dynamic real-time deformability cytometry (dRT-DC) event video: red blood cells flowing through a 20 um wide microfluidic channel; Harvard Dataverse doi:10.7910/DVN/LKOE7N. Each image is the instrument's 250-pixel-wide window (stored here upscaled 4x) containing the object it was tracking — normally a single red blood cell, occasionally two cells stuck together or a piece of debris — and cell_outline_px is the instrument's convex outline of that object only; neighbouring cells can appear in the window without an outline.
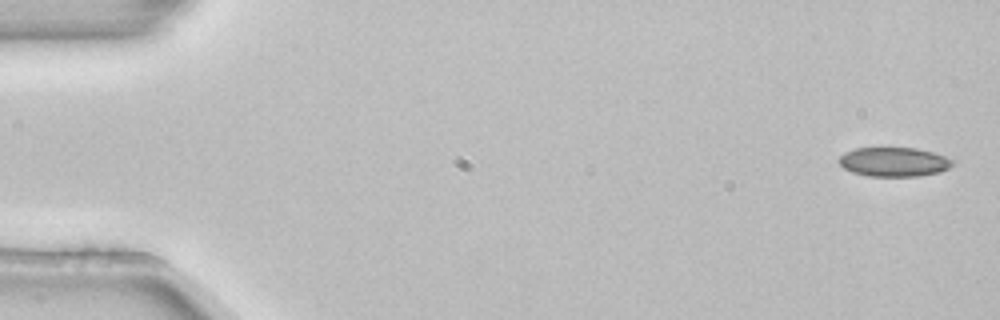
{"species": "common noctule bat (a hibernating species)", "species_latin": "Nyctalus noctula", "temperature_condition": "room temperature", "stored_images_in_passage": 4, "camera_frame_rate_fps": 3000, "um_per_image_px": 0.085, "animal": {"sex": "female", "body_mass_g": 22.7, "forearm_length_mm": 54.2}, "frame": {"image": 1, "passage_image": 1, "time_ms": 0.0, "image_size_px": [1000, 320], "cell_outline_px": [[956, 160], [948, 168], [940, 172], [920, 176], [868, 176], [852, 172], [844, 168], [836, 160], [844, 152], [856, 148], [916, 148], [932, 152]], "centroid_in_image_um": [75.97, 13.76], "position_along_channel_um": 9.0, "area_um2": 19.42}}
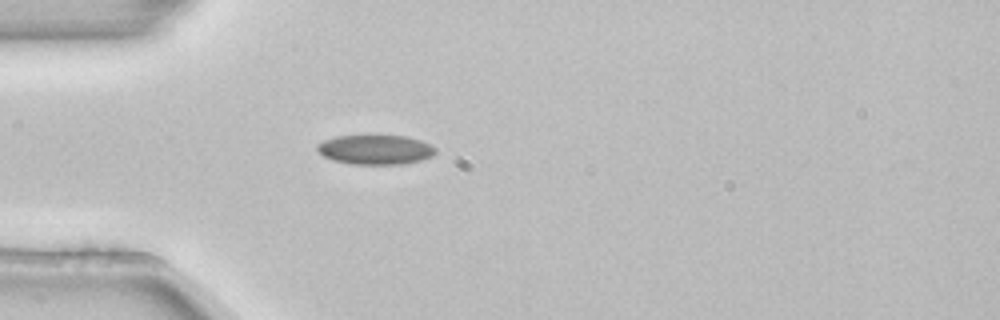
{"frame": {"image": 2, "passage_image": 4, "time_ms": 1.0, "image_size_px": [1000, 320], "cell_outline_px": [[436, 152], [432, 156], [420, 160], [400, 164], [352, 164], [332, 160], [324, 156], [316, 148], [316, 144], [324, 140], [336, 136], [408, 136], [420, 140], [436, 148]], "centroid_in_image_um": [31.89, 12.72], "position_along_channel_um": 53.1, "area_um2": 20.23}}